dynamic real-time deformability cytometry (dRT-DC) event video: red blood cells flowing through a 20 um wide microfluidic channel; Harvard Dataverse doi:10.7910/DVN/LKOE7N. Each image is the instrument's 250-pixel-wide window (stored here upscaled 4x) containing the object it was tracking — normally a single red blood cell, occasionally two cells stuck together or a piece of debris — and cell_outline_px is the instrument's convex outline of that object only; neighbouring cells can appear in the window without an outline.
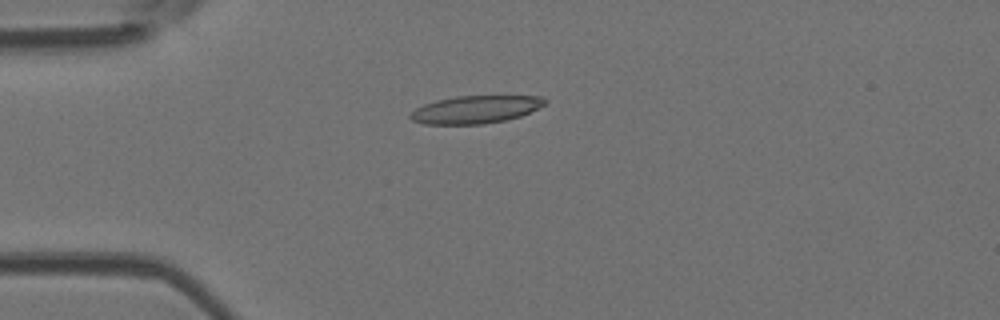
{"species": "Egyptian fruit bat (a non-hibernating species)", "species_latin": "Rousettus aegyptiacus", "temperature_condition": "room temperature", "stored_images_in_passage": 44, "camera_frame_rate_fps": 3000, "um_per_image_px": 0.085, "animal": {"sex": "female"}, "frame": {"image": 1, "passage_image": 7, "time_ms": 2.0, "image_size_px": [1000, 320], "cell_outline_px": [[548, 100], [544, 104], [520, 116], [504, 120], [484, 124], [424, 124], [412, 120], [408, 116], [416, 108], [424, 104], [436, 100], [456, 96], [544, 96]], "centroid_in_image_um": [40.4, 9.3], "position_along_channel_um": 44.6, "area_um2": 21.56}}
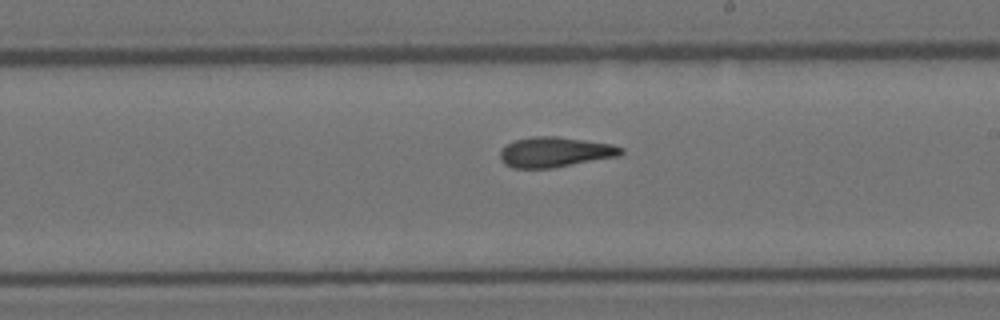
{"frame": {"image": 2, "passage_image": 23, "time_ms": 7.333, "image_size_px": [1000, 320], "cell_outline_px": [[624, 152], [620, 156], [552, 168], [512, 168], [504, 164], [500, 160], [500, 152], [508, 144], [516, 140], [532, 136], [556, 136], [612, 144], [624, 148]], "centroid_in_image_um": [47.2, 12.93], "position_along_channel_um": 241.8, "area_um2": 21.27}}
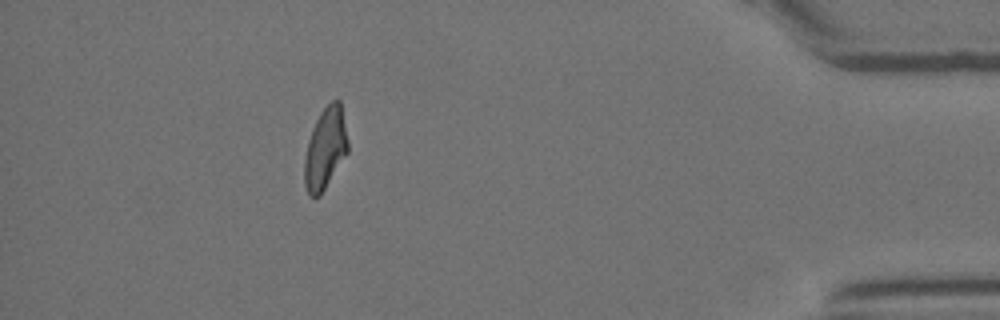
{"frame": {"image": 3, "passage_image": 39, "time_ms": 12.667, "image_size_px": [1000, 320], "cell_outline_px": [[348, 152], [320, 196], [308, 196], [304, 184], [304, 160], [308, 140], [312, 128], [320, 112], [332, 100], [340, 100], [348, 140]], "centroid_in_image_um": [27.64, 12.63], "position_along_channel_um": 407.6, "area_um2": 20.63}, "authors_computed_cell_mechanics": {"area_um2": 21.0681, "velocity_mm_per_s": 4.0841, "shape_relaxation_time_tau1_ms": null, "shape_relaxation_time_tau2_ms": 2.3591, "deformation_change_tau1": null, "deformation_change_tau2": 0.1085}}